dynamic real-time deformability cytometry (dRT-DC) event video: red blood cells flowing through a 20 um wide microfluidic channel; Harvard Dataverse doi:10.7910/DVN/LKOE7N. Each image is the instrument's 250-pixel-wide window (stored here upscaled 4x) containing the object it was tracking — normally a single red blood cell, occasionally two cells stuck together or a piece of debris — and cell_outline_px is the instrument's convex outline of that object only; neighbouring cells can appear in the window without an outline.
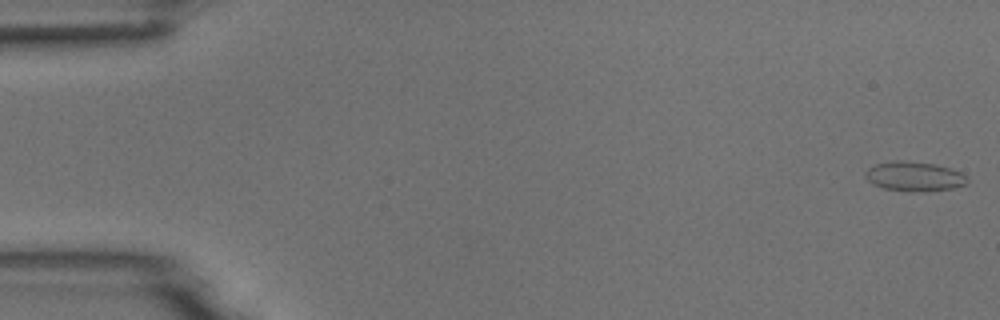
{"species": "common noctule bat (a hibernating species)", "species_latin": "Nyctalus noctula", "temperature_condition": "room temperature", "stored_images_in_passage": 5, "camera_frame_rate_fps": 3000, "um_per_image_px": 0.085, "animal": {"sex": "male", "body_mass_g": 18.8}, "frame": {"image": 1, "passage_image": 1, "time_ms": 0.0, "image_size_px": [1000, 320], "cell_outline_px": [[968, 180], [964, 184], [952, 188], [884, 188], [872, 184], [864, 176], [864, 172], [868, 168], [876, 164], [896, 160], [900, 160], [936, 164], [952, 168], [968, 176]], "centroid_in_image_um": [77.69, 14.91], "position_along_channel_um": 7.3, "area_um2": 16.53}}
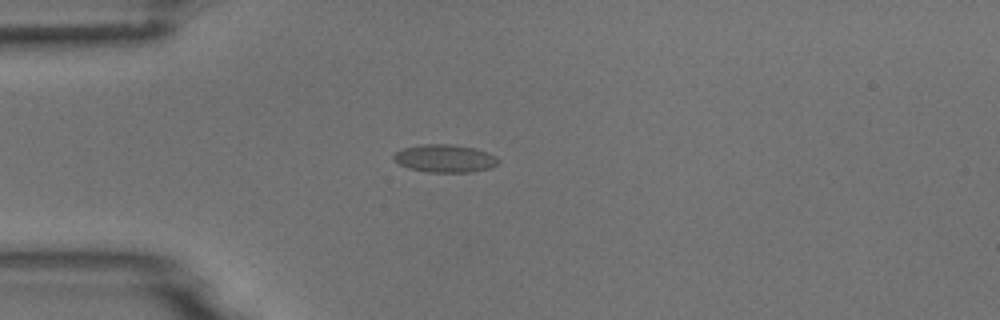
{"frame": {"image": 2, "passage_image": 4, "time_ms": 4.333, "image_size_px": [1000, 320], "cell_outline_px": [[500, 160], [492, 168], [468, 172], [428, 172], [408, 168], [400, 164], [392, 156], [396, 152], [404, 148], [420, 144], [448, 144], [476, 148], [488, 152], [496, 156]], "centroid_in_image_um": [37.84, 13.46], "position_along_channel_um": 47.2, "area_um2": 16.94}}